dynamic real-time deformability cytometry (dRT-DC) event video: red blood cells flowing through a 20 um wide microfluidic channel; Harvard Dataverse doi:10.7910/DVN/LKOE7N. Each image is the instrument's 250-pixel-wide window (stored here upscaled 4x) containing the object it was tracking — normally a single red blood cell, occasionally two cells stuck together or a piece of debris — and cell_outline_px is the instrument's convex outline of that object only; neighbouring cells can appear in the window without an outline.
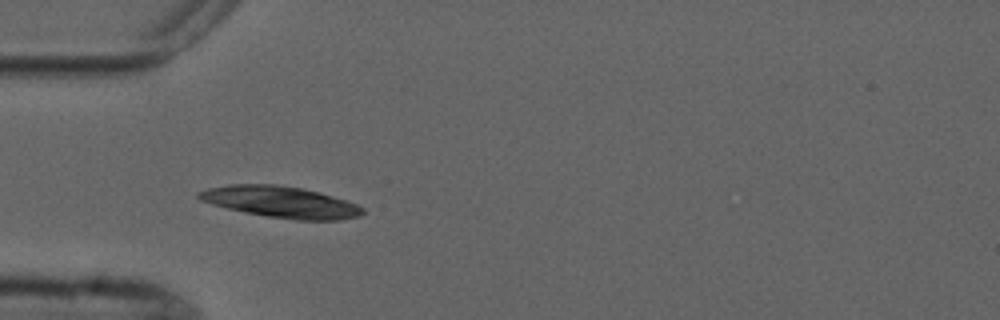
{"species": "common noctule bat (a hibernating species)", "species_latin": "Nyctalus noctula", "temperature_condition": "cold", "stored_images_in_passage": 7, "camera_frame_rate_fps": 3000, "um_per_image_px": 0.085, "animal": {"sex": "male", "forearm_length_mm": 52.5}, "frame": {"image": 1, "passage_image": 4, "time_ms": 3.333, "image_size_px": [1000, 320], "cell_outline_px": [[364, 212], [360, 216], [340, 220], [296, 220], [268, 216], [244, 212], [212, 204], [200, 200], [196, 196], [196, 192], [208, 188], [232, 184], [276, 184], [300, 188], [320, 192], [356, 204], [364, 208]], "centroid_in_image_um": [23.85, 17.17], "position_along_channel_um": 61.1, "area_um2": 29.82}}
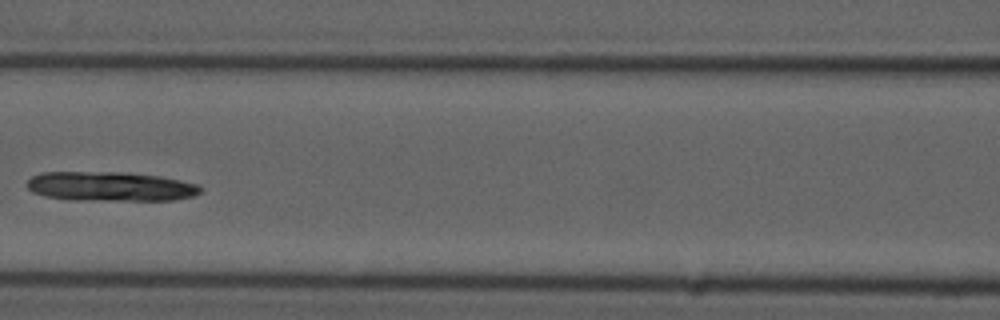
{"frame": {"image": 2, "passage_image": 6, "time_ms": 6.0, "image_size_px": [1000, 320], "cell_outline_px": [[204, 188], [200, 192], [192, 196], [176, 200], [72, 200], [44, 196], [32, 192], [28, 188], [28, 180], [32, 176], [44, 172], [128, 172], [160, 176], [200, 184]], "centroid_in_image_um": [9.42, 15.85], "position_along_channel_um": 157.2, "area_um2": 30.0}}
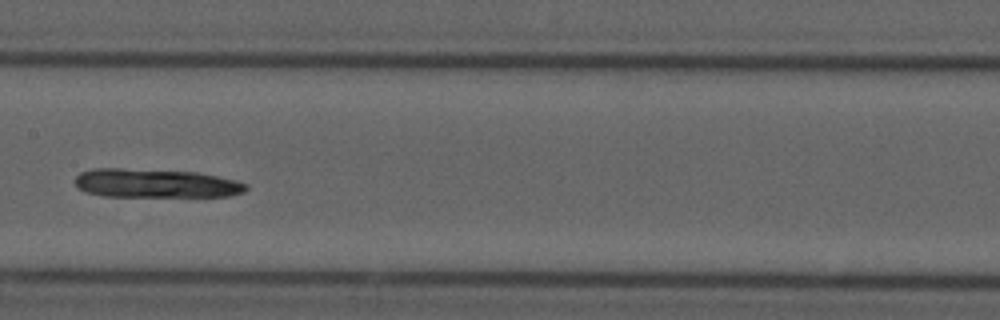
{"frame": {"image": 3, "passage_image": 7, "time_ms": 7.0, "image_size_px": [1000, 320], "cell_outline_px": [[248, 188], [244, 192], [228, 196], [104, 196], [84, 192], [76, 188], [76, 176], [80, 172], [92, 168], [120, 168], [196, 172], [236, 180], [248, 184]], "centroid_in_image_um": [13.2, 15.58], "position_along_channel_um": 194.2, "area_um2": 28.78}}